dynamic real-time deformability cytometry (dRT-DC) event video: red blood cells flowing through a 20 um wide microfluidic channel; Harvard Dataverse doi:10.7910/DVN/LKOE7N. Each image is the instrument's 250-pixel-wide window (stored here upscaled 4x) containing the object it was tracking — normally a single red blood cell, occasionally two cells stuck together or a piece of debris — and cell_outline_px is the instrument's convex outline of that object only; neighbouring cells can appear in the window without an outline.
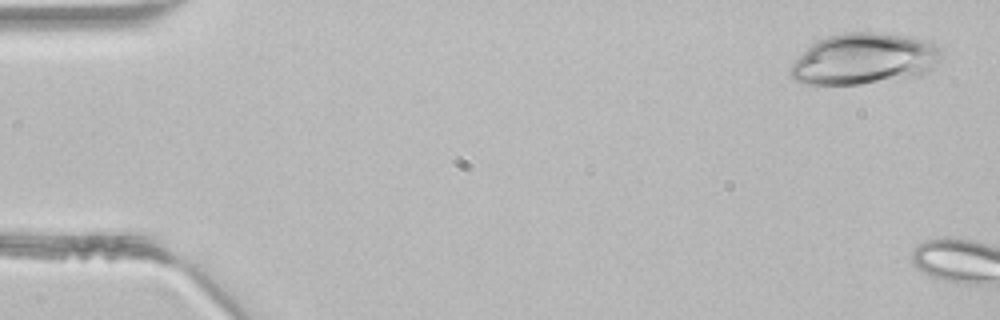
{"species": "common noctule bat (a hibernating species)", "species_latin": "Nyctalus noctula", "temperature_condition": "room temperature", "stored_images_in_passage": 4, "camera_frame_rate_fps": 3000, "um_per_image_px": 0.085, "animal": {"sex": "male", "body_mass_g": 21.5, "forearm_length_mm": 52.0}, "frame": {"image": 1, "passage_image": 2, "time_ms": 0.333, "image_size_px": [1000, 320], "cell_outline_px": [[940, 56], [932, 68], [920, 76], [860, 84], [804, 84], [796, 80], [788, 72], [788, 68], [816, 40], [828, 36], [844, 32], [876, 32], [912, 36], [924, 40], [940, 48]], "centroid_in_image_um": [73.43, 5.0], "position_along_channel_um": 11.6, "area_um2": 44.85}}